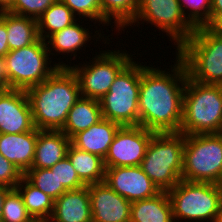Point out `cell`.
<instances>
[{
  "mask_svg": "<svg viewBox=\"0 0 222 222\" xmlns=\"http://www.w3.org/2000/svg\"><path fill=\"white\" fill-rule=\"evenodd\" d=\"M26 93L34 127L39 130H61L68 112L81 97L78 79L70 67H58Z\"/></svg>",
  "mask_w": 222,
  "mask_h": 222,
  "instance_id": "obj_2",
  "label": "cell"
},
{
  "mask_svg": "<svg viewBox=\"0 0 222 222\" xmlns=\"http://www.w3.org/2000/svg\"><path fill=\"white\" fill-rule=\"evenodd\" d=\"M102 119L99 100L81 96L68 112L61 131L72 139L77 133L90 128Z\"/></svg>",
  "mask_w": 222,
  "mask_h": 222,
  "instance_id": "obj_21",
  "label": "cell"
},
{
  "mask_svg": "<svg viewBox=\"0 0 222 222\" xmlns=\"http://www.w3.org/2000/svg\"><path fill=\"white\" fill-rule=\"evenodd\" d=\"M185 135L180 132L154 133L140 164L144 173L168 191L182 180Z\"/></svg>",
  "mask_w": 222,
  "mask_h": 222,
  "instance_id": "obj_5",
  "label": "cell"
},
{
  "mask_svg": "<svg viewBox=\"0 0 222 222\" xmlns=\"http://www.w3.org/2000/svg\"><path fill=\"white\" fill-rule=\"evenodd\" d=\"M66 4L73 14L78 15L79 18H86L92 21L100 22L104 26L111 23L102 15L100 0H60Z\"/></svg>",
  "mask_w": 222,
  "mask_h": 222,
  "instance_id": "obj_30",
  "label": "cell"
},
{
  "mask_svg": "<svg viewBox=\"0 0 222 222\" xmlns=\"http://www.w3.org/2000/svg\"><path fill=\"white\" fill-rule=\"evenodd\" d=\"M0 222H36L27 212L23 198L16 188L6 194Z\"/></svg>",
  "mask_w": 222,
  "mask_h": 222,
  "instance_id": "obj_29",
  "label": "cell"
},
{
  "mask_svg": "<svg viewBox=\"0 0 222 222\" xmlns=\"http://www.w3.org/2000/svg\"><path fill=\"white\" fill-rule=\"evenodd\" d=\"M222 14V0H211L210 24Z\"/></svg>",
  "mask_w": 222,
  "mask_h": 222,
  "instance_id": "obj_37",
  "label": "cell"
},
{
  "mask_svg": "<svg viewBox=\"0 0 222 222\" xmlns=\"http://www.w3.org/2000/svg\"><path fill=\"white\" fill-rule=\"evenodd\" d=\"M141 64L132 59L118 73L109 91L99 100L102 118L121 126L139 125Z\"/></svg>",
  "mask_w": 222,
  "mask_h": 222,
  "instance_id": "obj_7",
  "label": "cell"
},
{
  "mask_svg": "<svg viewBox=\"0 0 222 222\" xmlns=\"http://www.w3.org/2000/svg\"><path fill=\"white\" fill-rule=\"evenodd\" d=\"M9 53L8 33L6 30V11L0 12V56L5 57Z\"/></svg>",
  "mask_w": 222,
  "mask_h": 222,
  "instance_id": "obj_35",
  "label": "cell"
},
{
  "mask_svg": "<svg viewBox=\"0 0 222 222\" xmlns=\"http://www.w3.org/2000/svg\"><path fill=\"white\" fill-rule=\"evenodd\" d=\"M11 190V188H8L6 186L0 185V219H1V214H2V207H3V202L6 197V194Z\"/></svg>",
  "mask_w": 222,
  "mask_h": 222,
  "instance_id": "obj_39",
  "label": "cell"
},
{
  "mask_svg": "<svg viewBox=\"0 0 222 222\" xmlns=\"http://www.w3.org/2000/svg\"><path fill=\"white\" fill-rule=\"evenodd\" d=\"M14 0H0V12L8 11L13 6Z\"/></svg>",
  "mask_w": 222,
  "mask_h": 222,
  "instance_id": "obj_40",
  "label": "cell"
},
{
  "mask_svg": "<svg viewBox=\"0 0 222 222\" xmlns=\"http://www.w3.org/2000/svg\"><path fill=\"white\" fill-rule=\"evenodd\" d=\"M71 139L61 130H39L31 168H50L67 156Z\"/></svg>",
  "mask_w": 222,
  "mask_h": 222,
  "instance_id": "obj_19",
  "label": "cell"
},
{
  "mask_svg": "<svg viewBox=\"0 0 222 222\" xmlns=\"http://www.w3.org/2000/svg\"><path fill=\"white\" fill-rule=\"evenodd\" d=\"M133 55L117 48L114 51L103 50L98 55L96 53L90 62L70 66L78 79L81 96L100 100L109 91L118 73L133 59Z\"/></svg>",
  "mask_w": 222,
  "mask_h": 222,
  "instance_id": "obj_10",
  "label": "cell"
},
{
  "mask_svg": "<svg viewBox=\"0 0 222 222\" xmlns=\"http://www.w3.org/2000/svg\"><path fill=\"white\" fill-rule=\"evenodd\" d=\"M78 20L80 19L78 18L71 25L55 32L46 39V44L50 55H55V53H53L54 50L58 54L61 53V55L62 53L63 55H66L67 53L69 56V53L70 55L74 53L71 56H73V60H76V53L80 51V49L82 50L86 43L89 42V40L91 41L92 38V35H90L92 33H90L88 30L89 28L82 27V25H80V21Z\"/></svg>",
  "mask_w": 222,
  "mask_h": 222,
  "instance_id": "obj_22",
  "label": "cell"
},
{
  "mask_svg": "<svg viewBox=\"0 0 222 222\" xmlns=\"http://www.w3.org/2000/svg\"><path fill=\"white\" fill-rule=\"evenodd\" d=\"M215 222H222V200L220 203L219 211H218V216Z\"/></svg>",
  "mask_w": 222,
  "mask_h": 222,
  "instance_id": "obj_41",
  "label": "cell"
},
{
  "mask_svg": "<svg viewBox=\"0 0 222 222\" xmlns=\"http://www.w3.org/2000/svg\"><path fill=\"white\" fill-rule=\"evenodd\" d=\"M24 174L0 153V185L14 189Z\"/></svg>",
  "mask_w": 222,
  "mask_h": 222,
  "instance_id": "obj_34",
  "label": "cell"
},
{
  "mask_svg": "<svg viewBox=\"0 0 222 222\" xmlns=\"http://www.w3.org/2000/svg\"><path fill=\"white\" fill-rule=\"evenodd\" d=\"M49 169L55 173L59 185H63L67 190H76L86 186V184L79 178L67 156Z\"/></svg>",
  "mask_w": 222,
  "mask_h": 222,
  "instance_id": "obj_32",
  "label": "cell"
},
{
  "mask_svg": "<svg viewBox=\"0 0 222 222\" xmlns=\"http://www.w3.org/2000/svg\"><path fill=\"white\" fill-rule=\"evenodd\" d=\"M151 23L166 33L176 50L194 33L196 27L185 16L178 0H139L135 18L129 24Z\"/></svg>",
  "mask_w": 222,
  "mask_h": 222,
  "instance_id": "obj_11",
  "label": "cell"
},
{
  "mask_svg": "<svg viewBox=\"0 0 222 222\" xmlns=\"http://www.w3.org/2000/svg\"><path fill=\"white\" fill-rule=\"evenodd\" d=\"M67 157L79 178L86 184L102 183L105 179L104 159L100 156L82 151L69 145Z\"/></svg>",
  "mask_w": 222,
  "mask_h": 222,
  "instance_id": "obj_23",
  "label": "cell"
},
{
  "mask_svg": "<svg viewBox=\"0 0 222 222\" xmlns=\"http://www.w3.org/2000/svg\"><path fill=\"white\" fill-rule=\"evenodd\" d=\"M77 19V16L73 14L66 4L57 0L37 19L39 38L46 41L50 35L66 28Z\"/></svg>",
  "mask_w": 222,
  "mask_h": 222,
  "instance_id": "obj_26",
  "label": "cell"
},
{
  "mask_svg": "<svg viewBox=\"0 0 222 222\" xmlns=\"http://www.w3.org/2000/svg\"><path fill=\"white\" fill-rule=\"evenodd\" d=\"M182 180L222 185V133L185 135Z\"/></svg>",
  "mask_w": 222,
  "mask_h": 222,
  "instance_id": "obj_9",
  "label": "cell"
},
{
  "mask_svg": "<svg viewBox=\"0 0 222 222\" xmlns=\"http://www.w3.org/2000/svg\"><path fill=\"white\" fill-rule=\"evenodd\" d=\"M49 56L46 41L41 38L27 47L9 51L4 59L10 89L26 91L41 84L58 67L71 66L61 61L52 67V59Z\"/></svg>",
  "mask_w": 222,
  "mask_h": 222,
  "instance_id": "obj_8",
  "label": "cell"
},
{
  "mask_svg": "<svg viewBox=\"0 0 222 222\" xmlns=\"http://www.w3.org/2000/svg\"><path fill=\"white\" fill-rule=\"evenodd\" d=\"M34 128L26 91L20 89L0 91V133L20 134Z\"/></svg>",
  "mask_w": 222,
  "mask_h": 222,
  "instance_id": "obj_14",
  "label": "cell"
},
{
  "mask_svg": "<svg viewBox=\"0 0 222 222\" xmlns=\"http://www.w3.org/2000/svg\"><path fill=\"white\" fill-rule=\"evenodd\" d=\"M102 15L111 23L115 30L129 27L138 10L139 0H100Z\"/></svg>",
  "mask_w": 222,
  "mask_h": 222,
  "instance_id": "obj_27",
  "label": "cell"
},
{
  "mask_svg": "<svg viewBox=\"0 0 222 222\" xmlns=\"http://www.w3.org/2000/svg\"><path fill=\"white\" fill-rule=\"evenodd\" d=\"M155 132L142 126H121L104 158L105 167L140 166Z\"/></svg>",
  "mask_w": 222,
  "mask_h": 222,
  "instance_id": "obj_12",
  "label": "cell"
},
{
  "mask_svg": "<svg viewBox=\"0 0 222 222\" xmlns=\"http://www.w3.org/2000/svg\"><path fill=\"white\" fill-rule=\"evenodd\" d=\"M9 51L27 47L39 39L37 20L6 11Z\"/></svg>",
  "mask_w": 222,
  "mask_h": 222,
  "instance_id": "obj_24",
  "label": "cell"
},
{
  "mask_svg": "<svg viewBox=\"0 0 222 222\" xmlns=\"http://www.w3.org/2000/svg\"><path fill=\"white\" fill-rule=\"evenodd\" d=\"M208 28L213 31L216 35L222 36V14L219 15Z\"/></svg>",
  "mask_w": 222,
  "mask_h": 222,
  "instance_id": "obj_38",
  "label": "cell"
},
{
  "mask_svg": "<svg viewBox=\"0 0 222 222\" xmlns=\"http://www.w3.org/2000/svg\"><path fill=\"white\" fill-rule=\"evenodd\" d=\"M8 89H10V87L5 71V59L3 56H0V91H5Z\"/></svg>",
  "mask_w": 222,
  "mask_h": 222,
  "instance_id": "obj_36",
  "label": "cell"
},
{
  "mask_svg": "<svg viewBox=\"0 0 222 222\" xmlns=\"http://www.w3.org/2000/svg\"><path fill=\"white\" fill-rule=\"evenodd\" d=\"M104 182L131 203L161 192L140 166L105 167Z\"/></svg>",
  "mask_w": 222,
  "mask_h": 222,
  "instance_id": "obj_13",
  "label": "cell"
},
{
  "mask_svg": "<svg viewBox=\"0 0 222 222\" xmlns=\"http://www.w3.org/2000/svg\"><path fill=\"white\" fill-rule=\"evenodd\" d=\"M92 222H130L131 202L105 182L88 185Z\"/></svg>",
  "mask_w": 222,
  "mask_h": 222,
  "instance_id": "obj_15",
  "label": "cell"
},
{
  "mask_svg": "<svg viewBox=\"0 0 222 222\" xmlns=\"http://www.w3.org/2000/svg\"><path fill=\"white\" fill-rule=\"evenodd\" d=\"M177 51L176 55L183 61L189 79L222 85V36L216 35L207 26H199Z\"/></svg>",
  "mask_w": 222,
  "mask_h": 222,
  "instance_id": "obj_4",
  "label": "cell"
},
{
  "mask_svg": "<svg viewBox=\"0 0 222 222\" xmlns=\"http://www.w3.org/2000/svg\"><path fill=\"white\" fill-rule=\"evenodd\" d=\"M174 222H215L222 200V185L181 180L167 191ZM203 220V221H202Z\"/></svg>",
  "mask_w": 222,
  "mask_h": 222,
  "instance_id": "obj_6",
  "label": "cell"
},
{
  "mask_svg": "<svg viewBox=\"0 0 222 222\" xmlns=\"http://www.w3.org/2000/svg\"><path fill=\"white\" fill-rule=\"evenodd\" d=\"M150 66L141 65L139 126L155 133L179 132L188 78L185 65L176 55L169 72Z\"/></svg>",
  "mask_w": 222,
  "mask_h": 222,
  "instance_id": "obj_1",
  "label": "cell"
},
{
  "mask_svg": "<svg viewBox=\"0 0 222 222\" xmlns=\"http://www.w3.org/2000/svg\"><path fill=\"white\" fill-rule=\"evenodd\" d=\"M178 1L182 7L185 16L195 27L199 26L208 27L210 25L211 0H178Z\"/></svg>",
  "mask_w": 222,
  "mask_h": 222,
  "instance_id": "obj_31",
  "label": "cell"
},
{
  "mask_svg": "<svg viewBox=\"0 0 222 222\" xmlns=\"http://www.w3.org/2000/svg\"><path fill=\"white\" fill-rule=\"evenodd\" d=\"M179 132L184 135L222 133V85L187 78Z\"/></svg>",
  "mask_w": 222,
  "mask_h": 222,
  "instance_id": "obj_3",
  "label": "cell"
},
{
  "mask_svg": "<svg viewBox=\"0 0 222 222\" xmlns=\"http://www.w3.org/2000/svg\"><path fill=\"white\" fill-rule=\"evenodd\" d=\"M39 129L20 134L0 133V153L25 174L32 166Z\"/></svg>",
  "mask_w": 222,
  "mask_h": 222,
  "instance_id": "obj_17",
  "label": "cell"
},
{
  "mask_svg": "<svg viewBox=\"0 0 222 222\" xmlns=\"http://www.w3.org/2000/svg\"><path fill=\"white\" fill-rule=\"evenodd\" d=\"M120 124L102 118L90 128L77 133L71 144L79 150L105 158Z\"/></svg>",
  "mask_w": 222,
  "mask_h": 222,
  "instance_id": "obj_18",
  "label": "cell"
},
{
  "mask_svg": "<svg viewBox=\"0 0 222 222\" xmlns=\"http://www.w3.org/2000/svg\"><path fill=\"white\" fill-rule=\"evenodd\" d=\"M130 222H174L167 191L131 203Z\"/></svg>",
  "mask_w": 222,
  "mask_h": 222,
  "instance_id": "obj_20",
  "label": "cell"
},
{
  "mask_svg": "<svg viewBox=\"0 0 222 222\" xmlns=\"http://www.w3.org/2000/svg\"><path fill=\"white\" fill-rule=\"evenodd\" d=\"M21 194L27 212L36 222H47L54 210V200L32 185L25 177L16 186Z\"/></svg>",
  "mask_w": 222,
  "mask_h": 222,
  "instance_id": "obj_25",
  "label": "cell"
},
{
  "mask_svg": "<svg viewBox=\"0 0 222 222\" xmlns=\"http://www.w3.org/2000/svg\"><path fill=\"white\" fill-rule=\"evenodd\" d=\"M56 1L57 0H14L13 6L8 11L37 20L41 14Z\"/></svg>",
  "mask_w": 222,
  "mask_h": 222,
  "instance_id": "obj_33",
  "label": "cell"
},
{
  "mask_svg": "<svg viewBox=\"0 0 222 222\" xmlns=\"http://www.w3.org/2000/svg\"><path fill=\"white\" fill-rule=\"evenodd\" d=\"M47 222H92L88 185L67 190L54 201V210Z\"/></svg>",
  "mask_w": 222,
  "mask_h": 222,
  "instance_id": "obj_16",
  "label": "cell"
},
{
  "mask_svg": "<svg viewBox=\"0 0 222 222\" xmlns=\"http://www.w3.org/2000/svg\"><path fill=\"white\" fill-rule=\"evenodd\" d=\"M24 177L36 188L49 195L54 201L67 191L63 185H59L55 173L49 168H30L24 174Z\"/></svg>",
  "mask_w": 222,
  "mask_h": 222,
  "instance_id": "obj_28",
  "label": "cell"
}]
</instances>
